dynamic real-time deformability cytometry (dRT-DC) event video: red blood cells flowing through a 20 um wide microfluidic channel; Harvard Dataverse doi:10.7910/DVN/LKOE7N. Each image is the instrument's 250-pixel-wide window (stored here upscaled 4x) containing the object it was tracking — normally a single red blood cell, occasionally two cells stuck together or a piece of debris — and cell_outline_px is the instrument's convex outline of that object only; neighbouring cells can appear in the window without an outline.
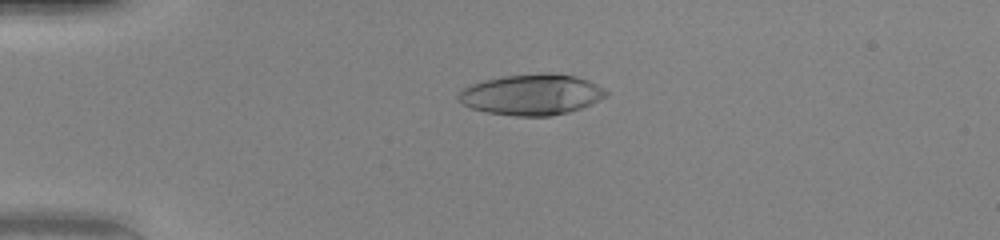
{"species": "human", "species_latin": "Homo sapiens", "temperature_condition": "warm", "stored_images_in_passage": 51, "camera_frame_rate_fps": 3000, "um_per_image_px": 0.085, "donor": {"sex": "female"}, "frame": {"image": 1, "passage_image": 13, "time_ms": 4.0, "image_size_px": [1000, 240], "cell_outline_px": [[608, 96], [580, 108], [568, 112], [548, 116], [516, 116], [488, 112], [472, 108], [464, 104], [456, 96], [464, 88], [472, 84], [484, 80], [504, 76], [540, 72], [548, 72], [576, 76], [588, 80], [604, 88], [608, 92]], "centroid_in_image_um": [45.22, 8.02], "position_along_channel_um": 39.8, "area_um2": 35.03}}
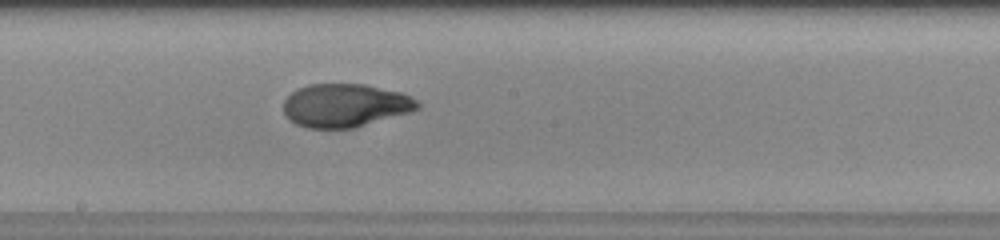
{"frame": {"image": 2, "passage_image": 29, "time_ms": 9.333, "image_size_px": [1000, 240], "cell_outline_px": [[424, 104], [420, 108], [412, 112], [352, 128], [308, 128], [296, 124], [288, 120], [284, 112], [284, 100], [296, 88], [308, 84], [364, 84], [404, 92], [412, 96]], "centroid_in_image_um": [29.39, 8.95], "position_along_channel_um": 218.8, "area_um2": 34.33}}
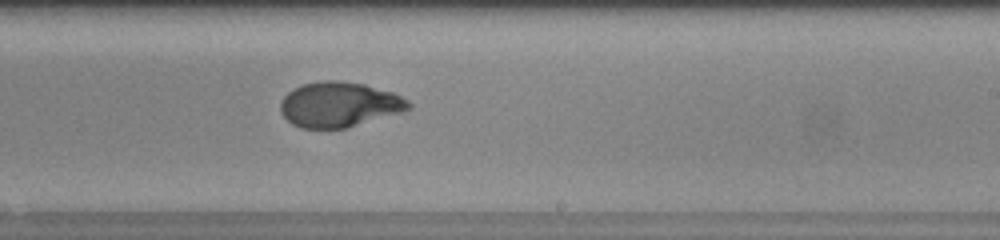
{"frame": {"image": 3, "passage_image": 32, "time_ms": 10.333, "image_size_px": [1000, 240], "cell_outline_px": [[412, 108], [404, 112], [348, 128], [300, 128], [292, 124], [280, 112], [280, 104], [284, 96], [288, 92], [304, 84], [320, 80], [336, 80], [364, 84], [392, 92], [408, 100], [412, 104]], "centroid_in_image_um": [28.87, 8.9], "position_along_channel_um": 260.1, "area_um2": 33.87}, "authors_computed_cell_mechanics": {"area_um2": 34.4488, "velocity_mm_per_s": 4.1426, "shape_relaxation_time_tau1_ms": 7.168, "shape_relaxation_time_tau2_ms": 0.8004, "deformation_change_tau1": 0.3369, "deformation_change_tau2": 0.0508}}